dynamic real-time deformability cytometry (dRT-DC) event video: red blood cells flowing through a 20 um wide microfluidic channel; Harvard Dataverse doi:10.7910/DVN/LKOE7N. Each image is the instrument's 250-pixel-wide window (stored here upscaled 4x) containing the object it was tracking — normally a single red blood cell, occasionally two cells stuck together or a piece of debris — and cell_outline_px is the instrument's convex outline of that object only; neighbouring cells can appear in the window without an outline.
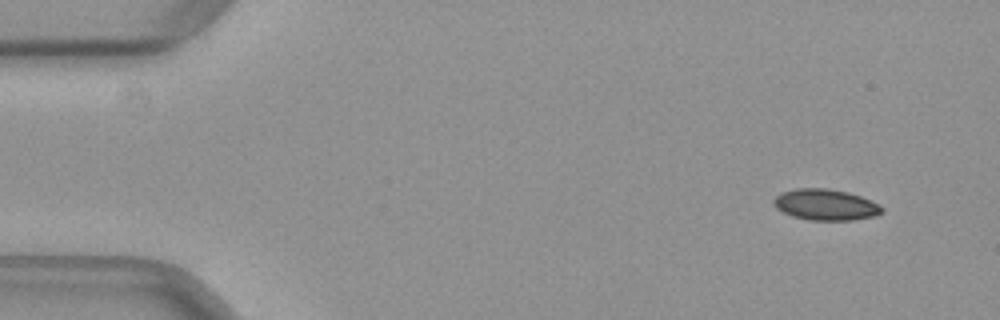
{"species": "common noctule bat (a hibernating species)", "species_latin": "Nyctalus noctula", "temperature_condition": "warm", "stored_images_in_passage": 47, "camera_frame_rate_fps": 3000, "um_per_image_px": 0.085, "animal": {"sex": "female", "body_mass_g": 29.2, "forearm_length_mm": 56.3}, "frame": {"image": 1, "passage_image": 1, "time_ms": 0.0, "image_size_px": [1000, 320], "cell_outline_px": [[884, 212], [876, 216], [852, 220], [808, 220], [792, 216], [776, 208], [772, 204], [772, 200], [780, 192], [796, 188], [828, 188], [848, 192], [872, 200], [880, 204], [884, 208]], "centroid_in_image_um": [70.19, 17.39], "position_along_channel_um": 14.8, "area_um2": 19.94}}
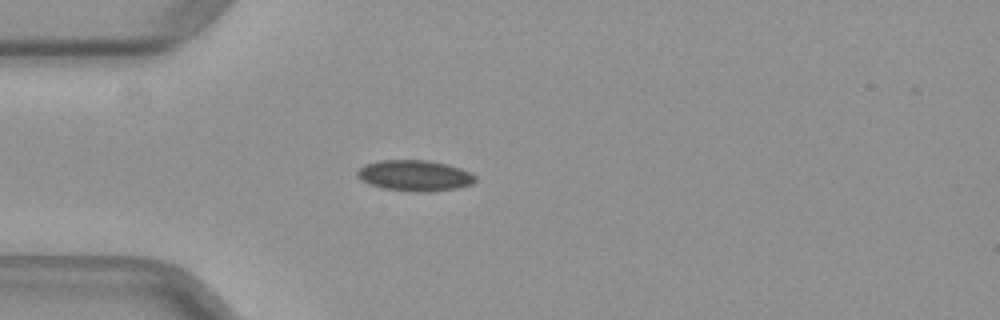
{"frame": {"image": 2, "passage_image": 11, "time_ms": 3.333, "image_size_px": [1000, 320], "cell_outline_px": [[476, 180], [472, 184], [460, 188], [432, 192], [412, 192], [380, 188], [368, 184], [360, 180], [356, 176], [356, 172], [364, 164], [376, 160], [428, 160], [448, 164], [472, 172], [476, 176]], "centroid_in_image_um": [35.24, 14.93], "position_along_channel_um": 49.8, "area_um2": 21.85}}